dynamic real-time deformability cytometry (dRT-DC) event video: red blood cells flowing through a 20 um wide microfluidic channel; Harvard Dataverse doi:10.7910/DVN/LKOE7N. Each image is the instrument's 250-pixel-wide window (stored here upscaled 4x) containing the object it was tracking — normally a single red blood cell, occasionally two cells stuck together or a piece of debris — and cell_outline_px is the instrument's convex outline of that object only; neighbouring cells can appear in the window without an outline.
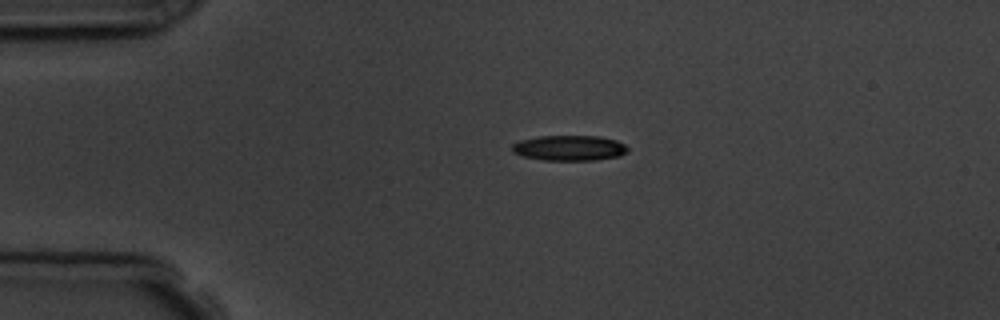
{"species": "common noctule bat (a hibernating species)", "species_latin": "Nyctalus noctula", "temperature_condition": "room temperature", "stored_images_in_passage": 3, "camera_frame_rate_fps": 3000, "um_per_image_px": 0.085, "animal": {"sex": "male", "body_mass_g": 19.5, "forearm_length_mm": 54.6}, "frame": {"image": 1, "passage_image": 1, "time_ms": 0.0, "image_size_px": [1000, 320], "cell_outline_px": [[628, 152], [620, 156], [596, 160], [544, 160], [524, 156], [512, 152], [512, 144], [520, 140], [540, 136], [600, 136], [616, 140], [624, 144], [628, 148]], "centroid_in_image_um": [48.42, 12.58], "position_along_channel_um": 36.6, "area_um2": 17.11}}
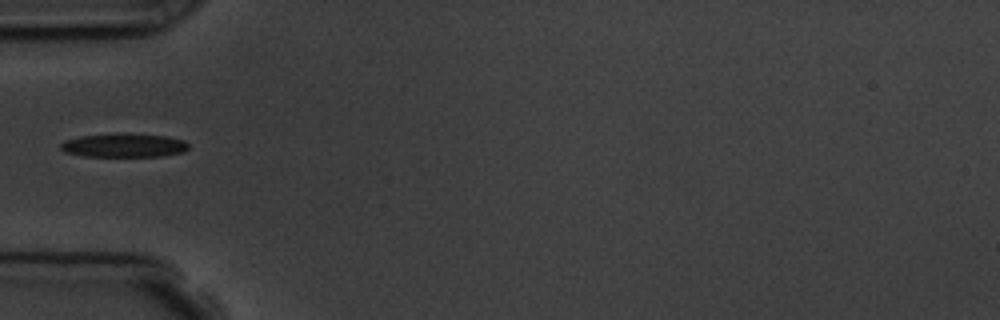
{"frame": {"image": 2, "passage_image": 2, "time_ms": 2.0, "image_size_px": [1000, 320], "cell_outline_px": [[188, 148], [184, 152], [164, 156], [84, 156], [64, 152], [60, 148], [60, 144], [64, 140], [80, 136], [120, 132], [124, 132], [164, 136], [184, 140], [188, 144]], "centroid_in_image_um": [10.51, 12.34], "position_along_channel_um": 74.5, "area_um2": 17.98}}
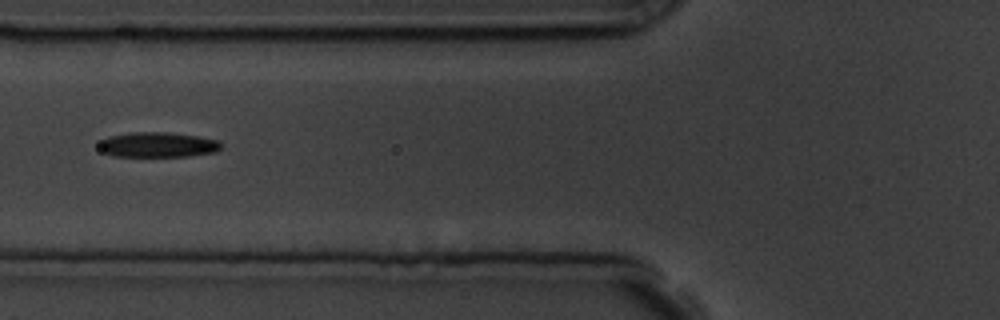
{"frame": {"image": 3, "passage_image": 3, "time_ms": 3.0, "image_size_px": [1000, 320], "cell_outline_px": [[220, 148], [216, 152], [188, 156], [112, 156], [104, 152], [100, 148], [100, 140], [108, 136], [128, 132], [168, 132], [200, 136], [220, 140]], "centroid_in_image_um": [13.42, 12.29], "position_along_channel_um": 112.4, "area_um2": 17.98}}